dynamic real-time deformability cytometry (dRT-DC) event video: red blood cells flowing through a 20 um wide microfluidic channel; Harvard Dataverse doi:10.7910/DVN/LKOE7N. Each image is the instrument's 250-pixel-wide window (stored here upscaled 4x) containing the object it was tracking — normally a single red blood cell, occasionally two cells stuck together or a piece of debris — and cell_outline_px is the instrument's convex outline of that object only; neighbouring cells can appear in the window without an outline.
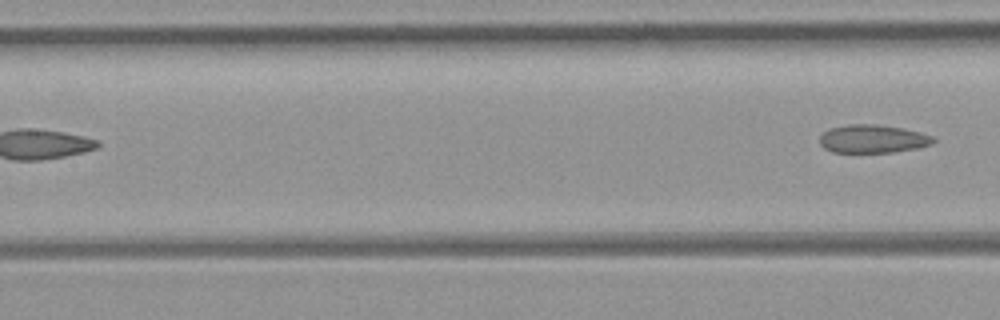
{"species": "common noctule bat (a hibernating species)", "species_latin": "Nyctalus noctula", "temperature_condition": "room temperature", "stored_images_in_passage": 5, "segment_of_instrument_passage": [2, 2], "camera_frame_rate_fps": 3000, "um_per_image_px": 0.085, "animal": {"sex": "female", "body_mass_g": 21.9}, "frame": {"image": 1, "passage_image": 5, "time_ms": 1.333, "image_size_px": [1000, 320], "cell_outline_px": [[936, 140], [932, 144], [916, 148], [892, 152], [832, 152], [824, 148], [820, 144], [820, 136], [828, 128], [848, 124], [876, 124], [904, 128], [920, 132], [932, 136]], "centroid_in_image_um": [74.17, 11.79], "position_along_channel_um": 133.2, "area_um2": 18.73}}